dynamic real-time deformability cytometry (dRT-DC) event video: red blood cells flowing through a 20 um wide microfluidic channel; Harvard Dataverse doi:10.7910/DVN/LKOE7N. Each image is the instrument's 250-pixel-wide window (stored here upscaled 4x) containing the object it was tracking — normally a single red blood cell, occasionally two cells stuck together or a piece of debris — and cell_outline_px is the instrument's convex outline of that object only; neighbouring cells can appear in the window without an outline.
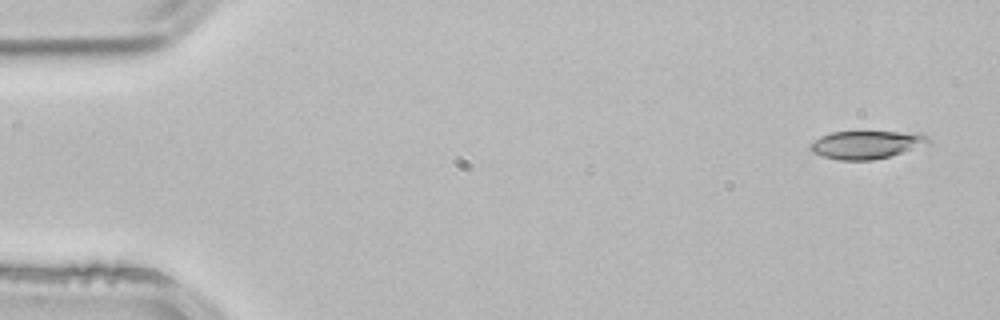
{"species": "common noctule bat (a hibernating species)", "species_latin": "Nyctalus noctula", "temperature_condition": "room temperature", "stored_images_in_passage": 3, "segment_of_instrument_passage": [2, 2], "camera_frame_rate_fps": 3000, "um_per_image_px": 0.085, "animal": {"sex": "male", "body_mass_g": 21.5, "forearm_length_mm": 52.0}, "frame": {"image": 1, "passage_image": 3, "time_ms": 0.667, "image_size_px": [1000, 320], "cell_outline_px": [[932, 144], [892, 156], [872, 160], [840, 160], [824, 156], [812, 152], [808, 148], [808, 144], [820, 136], [832, 132], [920, 132], [928, 136], [932, 140]], "centroid_in_image_um": [73.72, 12.29], "position_along_channel_um": 11.3, "area_um2": 19.71}}